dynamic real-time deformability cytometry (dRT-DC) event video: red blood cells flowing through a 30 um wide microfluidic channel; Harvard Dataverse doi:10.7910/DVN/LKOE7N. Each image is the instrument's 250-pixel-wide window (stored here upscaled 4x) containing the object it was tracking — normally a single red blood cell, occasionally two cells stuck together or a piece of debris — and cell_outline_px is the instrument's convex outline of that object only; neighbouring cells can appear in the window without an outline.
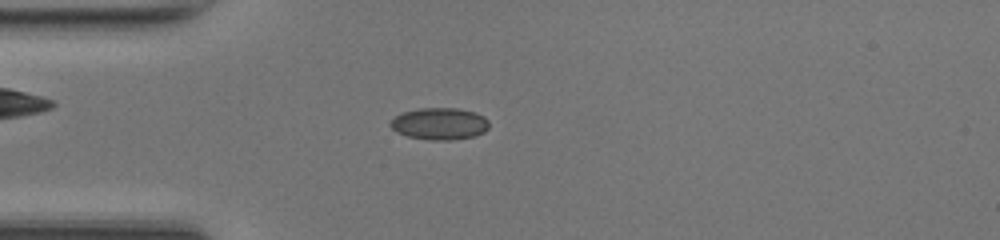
{"species": "common noctule bat (a hibernating species)", "species_latin": "Nyctalus noctula", "temperature_condition": "room temperature", "stored_images_in_passage": 49, "camera_frame_rate_fps": 3000, "um_per_image_px": 0.085, "animal": {"sex": "female", "body_mass_g": 17.0, "forearm_length_mm": 48.0}, "frame": {"image": 1, "passage_image": 13, "time_ms": 4.0, "image_size_px": [1000, 240], "cell_outline_px": [[488, 128], [484, 132], [472, 136], [452, 140], [428, 140], [408, 136], [396, 132], [388, 124], [400, 112], [420, 108], [460, 108], [476, 112], [484, 116], [488, 120]], "centroid_in_image_um": [37.35, 10.51], "position_along_channel_um": 47.6, "area_um2": 18.5}}
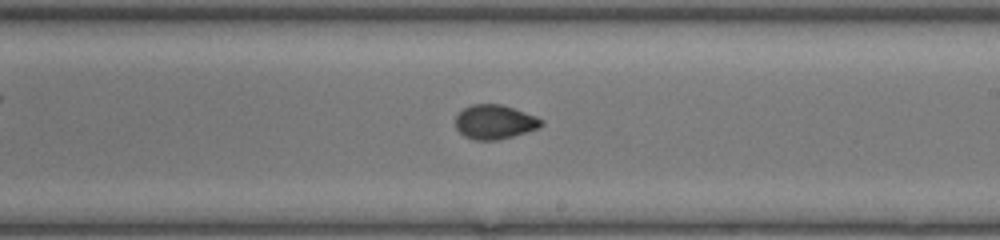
{"frame": {"image": 2, "passage_image": 28, "time_ms": 9.0, "image_size_px": [1000, 240], "cell_outline_px": [[544, 124], [536, 128], [512, 136], [496, 140], [476, 140], [464, 136], [456, 128], [456, 116], [464, 108], [472, 104], [500, 104], [536, 116], [544, 120]], "centroid_in_image_um": [42.03, 10.36], "position_along_channel_um": 247.0, "area_um2": 16.88}}
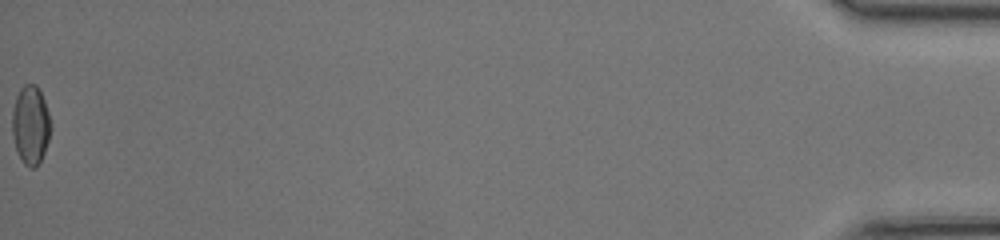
{"frame": {"image": 3, "passage_image": 49, "time_ms": 16.0, "image_size_px": [1000, 240], "cell_outline_px": [[48, 140], [44, 152], [36, 168], [28, 168], [24, 164], [16, 152], [12, 132], [12, 112], [16, 96], [20, 88], [24, 84], [36, 84], [44, 100], [48, 112]], "centroid_in_image_um": [2.55, 10.63], "position_along_channel_um": 432.6, "area_um2": 17.4}, "authors_computed_cell_mechanics": {"area_um2": 17.1088, "velocity_mm_per_s": 4.2441, "shape_relaxation_time_tau1_ms": 10.731, "shape_relaxation_time_tau2_ms": 1.3166, "deformation_change_tau1": 0.1959, "deformation_change_tau2": 0.0435}}